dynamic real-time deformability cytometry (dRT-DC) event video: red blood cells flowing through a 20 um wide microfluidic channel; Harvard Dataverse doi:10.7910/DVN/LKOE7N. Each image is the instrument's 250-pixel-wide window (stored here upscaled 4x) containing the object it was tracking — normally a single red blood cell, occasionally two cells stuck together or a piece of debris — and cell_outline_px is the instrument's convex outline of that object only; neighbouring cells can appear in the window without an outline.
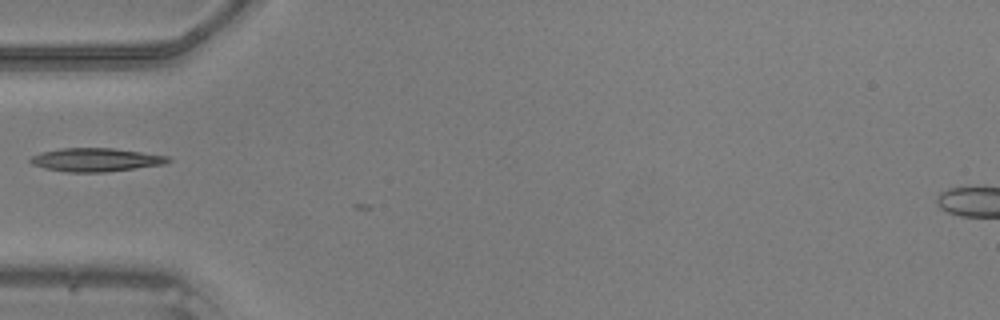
{"species": "common noctule bat (a hibernating species)", "species_latin": "Nyctalus noctula", "temperature_condition": "warm", "stored_images_in_passage": 12, "camera_frame_rate_fps": 3000, "um_per_image_px": 0.085, "animal": {"sex": "male", "body_mass_g": 20.5, "forearm_length_mm": 52.5}, "frame": {"image": 1, "passage_image": 1, "time_ms": 0.0, "image_size_px": [1000, 320], "cell_outline_px": [[172, 160], [164, 164], [104, 172], [68, 172], [44, 168], [32, 164], [28, 160], [32, 156], [40, 152], [60, 148], [112, 148], [168, 156]], "centroid_in_image_um": [8.1, 13.58], "position_along_channel_um": 76.9, "area_um2": 18.67}}
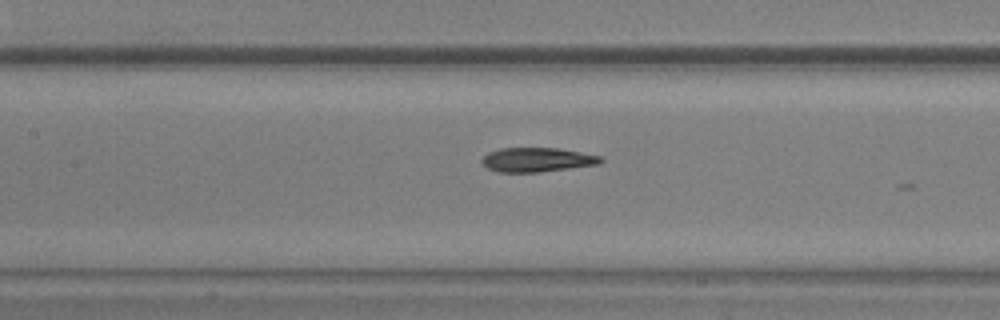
{"frame": {"image": 2, "passage_image": 7, "time_ms": 2.0, "image_size_px": [1000, 320], "cell_outline_px": [[604, 160], [600, 164], [540, 172], [496, 172], [488, 168], [480, 160], [488, 152], [500, 148], [556, 148], [604, 156]], "centroid_in_image_um": [45.68, 13.58], "position_along_channel_um": 161.7, "area_um2": 16.88}}
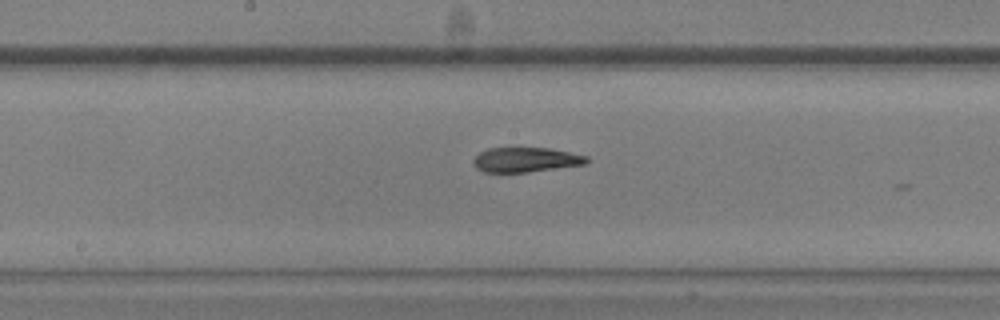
{"frame": {"image": 3, "passage_image": 10, "time_ms": 3.0, "image_size_px": [1000, 320], "cell_outline_px": [[588, 160], [584, 164], [528, 172], [484, 172], [476, 168], [472, 164], [472, 160], [480, 152], [488, 148], [548, 148], [588, 156]], "centroid_in_image_um": [44.64, 13.58], "position_along_channel_um": 203.6, "area_um2": 16.18}}